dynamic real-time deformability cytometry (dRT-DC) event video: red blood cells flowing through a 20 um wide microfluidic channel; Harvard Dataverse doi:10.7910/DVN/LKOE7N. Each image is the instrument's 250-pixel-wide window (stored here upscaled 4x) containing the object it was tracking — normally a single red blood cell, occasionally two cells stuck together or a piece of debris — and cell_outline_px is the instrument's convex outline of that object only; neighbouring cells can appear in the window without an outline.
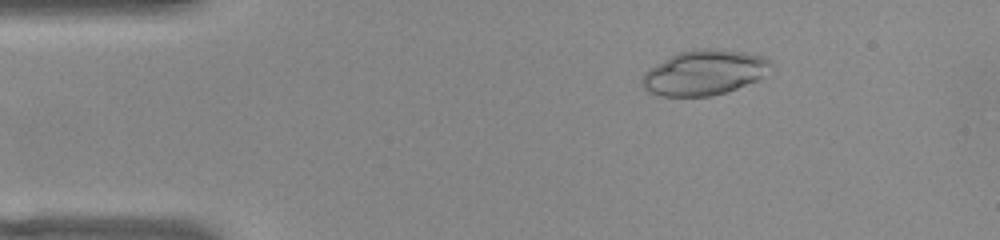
{"species": "common noctule bat (a hibernating species)", "species_latin": "Nyctalus noctula", "temperature_condition": "warm", "stored_images_in_passage": 51, "camera_frame_rate_fps": 3000, "um_per_image_px": 0.085, "animal": {"sex": "female", "body_mass_g": 22.0, "forearm_length_mm": 56.7}, "frame": {"image": 1, "passage_image": 8, "time_ms": 2.333, "image_size_px": [1000, 240], "cell_outline_px": [[768, 64], [760, 76], [756, 80], [736, 88], [724, 92], [708, 96], [660, 96], [648, 92], [644, 88], [644, 72], [672, 56], [680, 52], [700, 48], [716, 48], [744, 52], [768, 56]], "centroid_in_image_um": [59.83, 6.16], "position_along_channel_um": 25.2, "area_um2": 32.83}}
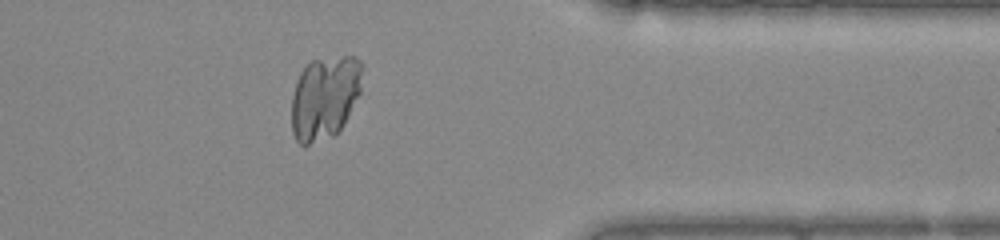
{"frame": {"image": 2, "passage_image": 41, "time_ms": 13.333, "image_size_px": [1000, 240], "cell_outline_px": [[364, 68], [360, 92], [344, 124], [332, 136], [304, 148], [296, 140], [292, 132], [292, 96], [296, 80], [300, 72], [312, 60], [344, 56], [356, 56], [364, 64]], "centroid_in_image_um": [27.61, 8.29], "position_along_channel_um": 383.8, "area_um2": 34.85}}